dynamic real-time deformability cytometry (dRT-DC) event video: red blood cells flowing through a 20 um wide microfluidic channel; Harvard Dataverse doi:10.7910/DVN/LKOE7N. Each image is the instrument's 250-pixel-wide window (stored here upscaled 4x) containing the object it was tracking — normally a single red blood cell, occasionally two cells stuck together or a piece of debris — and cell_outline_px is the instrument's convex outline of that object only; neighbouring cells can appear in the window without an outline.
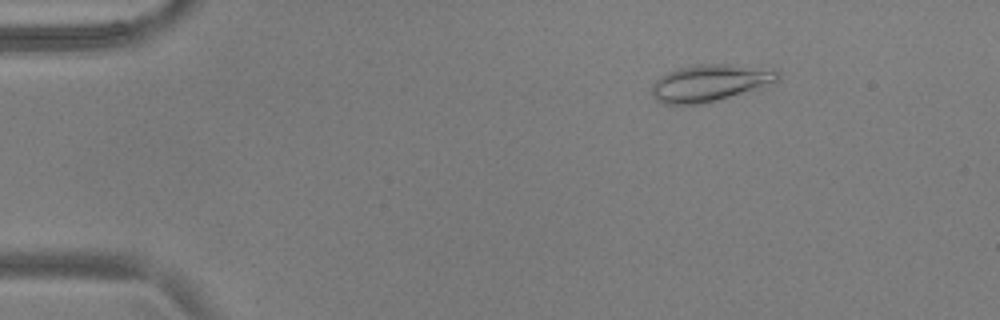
{"species": "common noctule bat (a hibernating species)", "species_latin": "Nyctalus noctula", "temperature_condition": "warm", "stored_images_in_passage": 54, "camera_frame_rate_fps": 3000, "um_per_image_px": 0.085, "animal": {"sex": "male", "body_mass_g": 17.9, "forearm_length_mm": 54.2}, "frame": {"image": 1, "passage_image": 8, "time_ms": 2.333, "image_size_px": [1000, 320], "cell_outline_px": [[780, 80], [708, 104], [664, 104], [656, 100], [652, 96], [652, 84], [656, 80], [668, 72], [680, 68], [700, 64], [728, 64], [772, 68], [780, 72]], "centroid_in_image_um": [60.36, 7.05], "position_along_channel_um": 24.6, "area_um2": 27.11}}
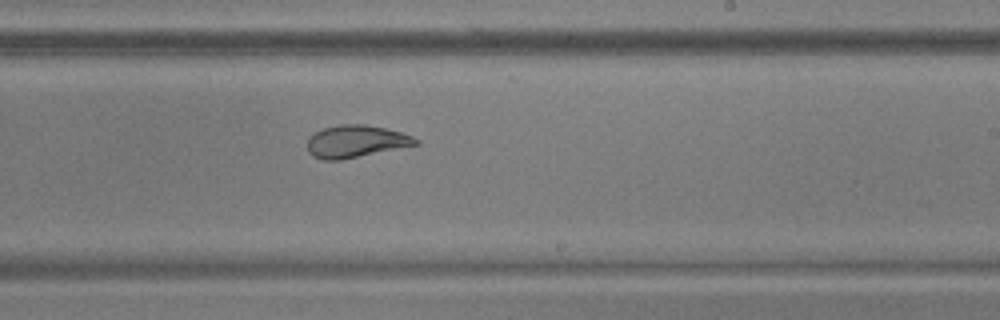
{"frame": {"image": 2, "passage_image": 33, "time_ms": 10.667, "image_size_px": [1000, 320], "cell_outline_px": [[420, 144], [340, 160], [324, 160], [312, 156], [308, 152], [308, 136], [324, 128], [340, 124], [364, 124], [384, 128], [400, 132], [412, 136], [420, 140]], "centroid_in_image_um": [30.24, 12.02], "position_along_channel_um": 258.8, "area_um2": 20.35}}
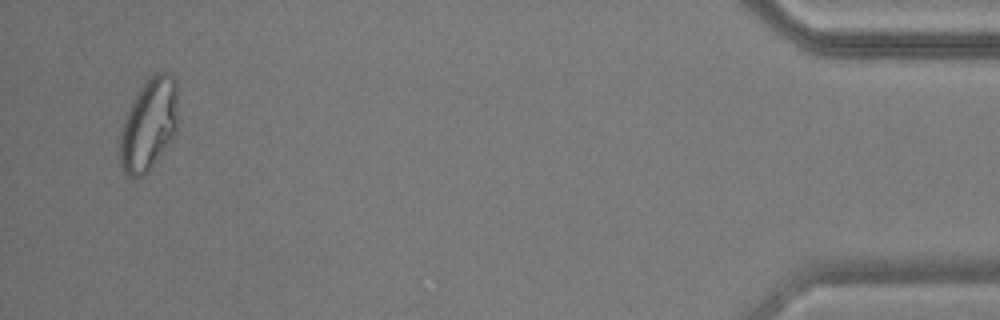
{"frame": {"image": 3, "passage_image": 52, "time_ms": 17.0, "image_size_px": [1000, 320], "cell_outline_px": [[176, 132], [168, 144], [148, 172], [144, 176], [128, 176], [124, 172], [120, 164], [120, 132], [124, 120], [132, 100], [140, 88], [152, 72], [160, 68], [172, 72], [176, 76]], "centroid_in_image_um": [12.65, 10.5], "position_along_channel_um": 422.5, "area_um2": 31.44}, "authors_computed_cell_mechanics": {"area_um2": 23.8425, "velocity_mm_per_s": 3.755, "shape_relaxation_time_tau1_ms": 7.7953, "shape_relaxation_time_tau2_ms": 0.9708, "deformation_change_tau1": 0.2115, "deformation_change_tau2": 0.0586}}